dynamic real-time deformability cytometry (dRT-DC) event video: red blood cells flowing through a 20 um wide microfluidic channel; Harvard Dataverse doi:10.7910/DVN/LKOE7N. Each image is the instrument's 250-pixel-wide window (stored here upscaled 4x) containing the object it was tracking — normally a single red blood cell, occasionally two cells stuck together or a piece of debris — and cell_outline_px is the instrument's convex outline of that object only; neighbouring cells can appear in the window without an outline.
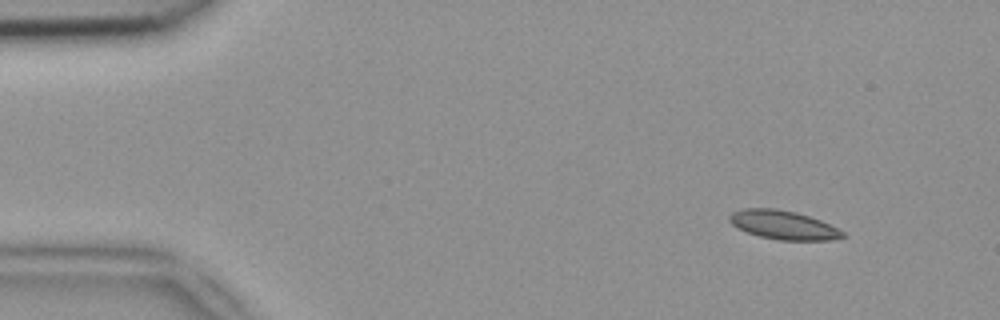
{"species": "common noctule bat (a hibernating species)", "species_latin": "Nyctalus noctula", "temperature_condition": "room temperature", "stored_images_in_passage": 49, "camera_frame_rate_fps": 3000, "um_per_image_px": 0.085, "animal": {"sex": "female", "body_mass_g": 18.4}, "frame": {"image": 1, "passage_image": 5, "time_ms": 1.333, "image_size_px": [1000, 320], "cell_outline_px": [[844, 236], [832, 240], [780, 240], [760, 236], [736, 228], [728, 220], [728, 216], [732, 212], [744, 208], [776, 208], [796, 212], [820, 220], [844, 232]], "centroid_in_image_um": [66.53, 19.11], "position_along_channel_um": 18.5, "area_um2": 18.9}}
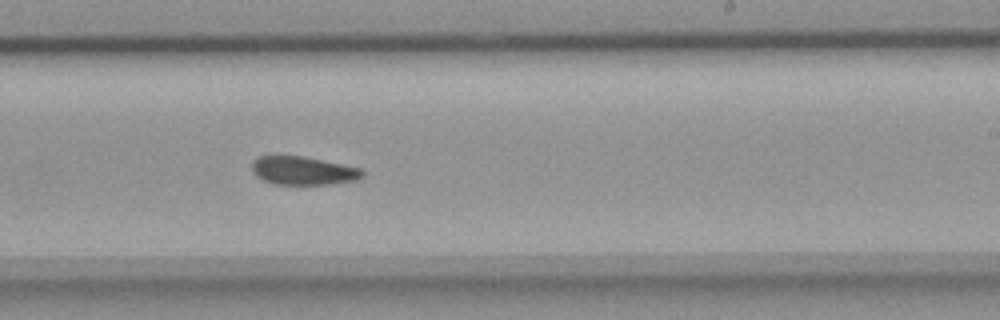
{"frame": {"image": 2, "passage_image": 30, "time_ms": 9.667, "image_size_px": [1000, 320], "cell_outline_px": [[364, 176], [356, 180], [328, 184], [272, 184], [256, 176], [252, 172], [252, 160], [256, 156], [304, 156], [360, 168], [364, 172]], "centroid_in_image_um": [25.73, 14.5], "position_along_channel_um": 263.3, "area_um2": 18.26}}
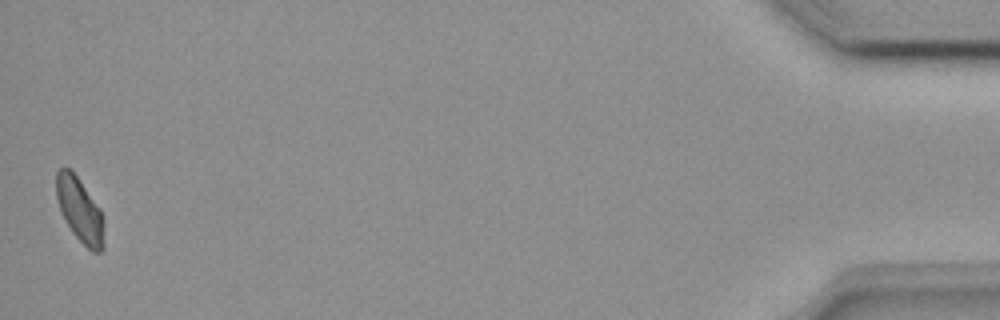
{"frame": {"image": 3, "passage_image": 49, "time_ms": 16.0, "image_size_px": [1000, 320], "cell_outline_px": [[104, 248], [100, 252], [92, 252], [72, 232], [60, 212], [56, 196], [56, 172], [60, 168], [68, 168], [76, 176], [100, 208], [104, 216]], "centroid_in_image_um": [6.8, 17.89], "position_along_channel_um": 428.4, "area_um2": 17.92}}